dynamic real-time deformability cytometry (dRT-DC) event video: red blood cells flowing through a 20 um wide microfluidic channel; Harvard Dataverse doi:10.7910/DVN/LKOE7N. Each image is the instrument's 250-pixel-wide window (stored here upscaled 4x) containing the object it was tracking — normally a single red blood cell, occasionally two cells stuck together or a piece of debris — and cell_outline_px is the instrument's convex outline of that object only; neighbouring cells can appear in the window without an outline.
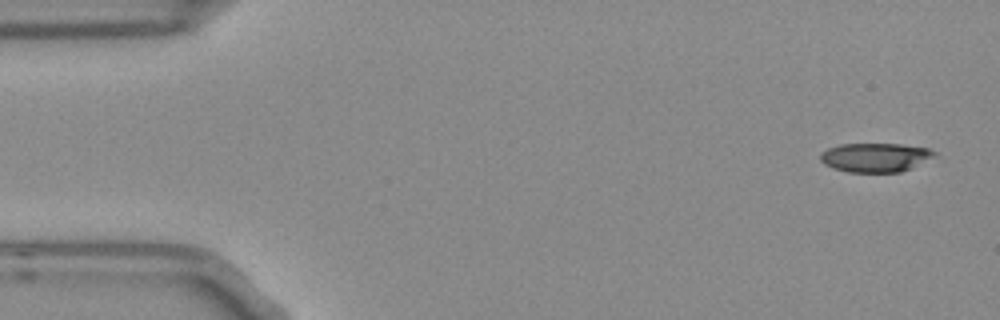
{"species": "Egyptian fruit bat (a non-hibernating species)", "species_latin": "Rousettus aegyptiacus", "temperature_condition": "room temperature", "stored_images_in_passage": 52, "camera_frame_rate_fps": 3000, "um_per_image_px": 0.085, "frame": {"image": 1, "passage_image": 1, "time_ms": 0.0, "image_size_px": [1000, 320], "cell_outline_px": [[936, 156], [912, 168], [900, 172], [848, 172], [832, 168], [824, 164], [820, 160], [820, 152], [828, 148], [840, 144], [900, 144], [928, 148], [936, 152]], "centroid_in_image_um": [74.39, 13.38], "position_along_channel_um": 10.6, "area_um2": 19.42}}
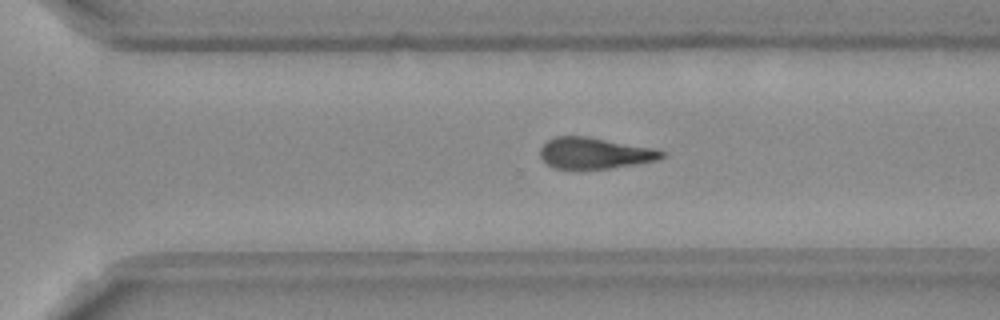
{"frame": {"image": 2, "passage_image": 35, "time_ms": 11.333, "image_size_px": [1000, 320], "cell_outline_px": [[664, 156], [656, 160], [608, 168], [552, 168], [540, 156], [540, 148], [548, 140], [556, 136], [588, 136], [656, 148], [664, 152]], "centroid_in_image_um": [50.54, 12.99], "position_along_channel_um": 320.1, "area_um2": 21.85}}
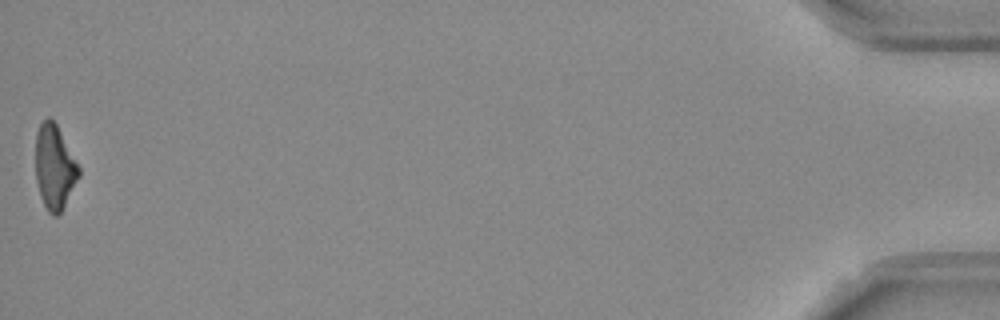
{"frame": {"image": 3, "passage_image": 52, "time_ms": 17.0, "image_size_px": [1000, 320], "cell_outline_px": [[80, 176], [60, 212], [56, 216], [52, 216], [48, 212], [40, 196], [36, 180], [36, 132], [40, 124], [48, 116], [56, 124], [80, 168]], "centroid_in_image_um": [4.62, 14.21], "position_along_channel_um": 430.6, "area_um2": 20.98}, "authors_computed_cell_mechanics": {"area_um2": 22.1952, "velocity_mm_per_s": 3.773, "shape_relaxation_time_tau1_ms": 5.5341, "shape_relaxation_time_tau2_ms": 6.682, "deformation_change_tau1": 0.1878, "deformation_change_tau2": 0.2058}}